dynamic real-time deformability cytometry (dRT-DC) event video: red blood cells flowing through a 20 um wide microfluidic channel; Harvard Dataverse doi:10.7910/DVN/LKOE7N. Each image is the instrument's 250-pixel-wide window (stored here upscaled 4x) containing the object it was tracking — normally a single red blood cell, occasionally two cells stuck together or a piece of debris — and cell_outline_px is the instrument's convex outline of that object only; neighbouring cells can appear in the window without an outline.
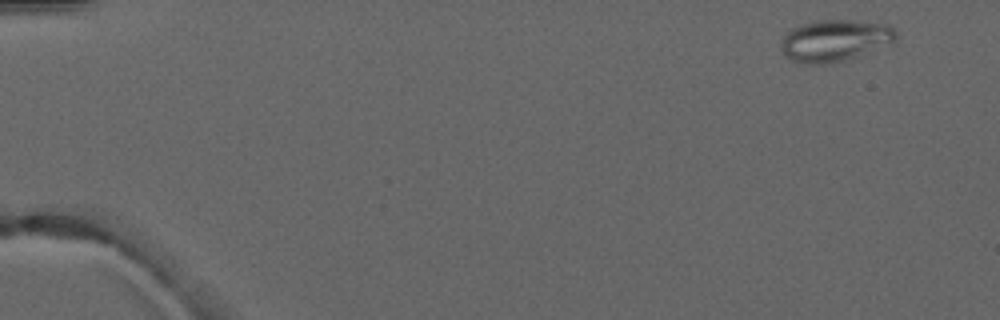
{"species": "common noctule bat (a hibernating species)", "species_latin": "Nyctalus noctula", "temperature_condition": "warm", "stored_images_in_passage": 4, "camera_frame_rate_fps": 3000, "um_per_image_px": 0.085, "animal": {"sex": "male", "forearm_length_mm": 52.5}, "frame": {"image": 1, "passage_image": 1, "time_ms": 0.0, "image_size_px": [1000, 320], "cell_outline_px": [[896, 40], [852, 56], [840, 60], [824, 64], [808, 64], [792, 60], [784, 56], [780, 48], [784, 32], [800, 24], [812, 20], [848, 20], [888, 24], [896, 32]], "centroid_in_image_um": [70.85, 3.41], "position_along_channel_um": 14.2, "area_um2": 27.4}}